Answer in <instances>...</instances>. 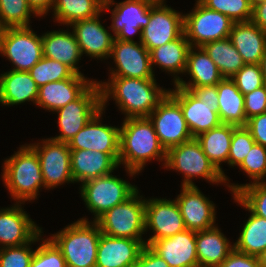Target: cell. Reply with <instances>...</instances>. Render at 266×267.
<instances>
[{
  "label": "cell",
  "instance_id": "29",
  "mask_svg": "<svg viewBox=\"0 0 266 267\" xmlns=\"http://www.w3.org/2000/svg\"><path fill=\"white\" fill-rule=\"evenodd\" d=\"M214 226L196 232V252L199 267H218L234 250V244Z\"/></svg>",
  "mask_w": 266,
  "mask_h": 267
},
{
  "label": "cell",
  "instance_id": "49",
  "mask_svg": "<svg viewBox=\"0 0 266 267\" xmlns=\"http://www.w3.org/2000/svg\"><path fill=\"white\" fill-rule=\"evenodd\" d=\"M131 267H169V265L149 246L145 245L136 262Z\"/></svg>",
  "mask_w": 266,
  "mask_h": 267
},
{
  "label": "cell",
  "instance_id": "43",
  "mask_svg": "<svg viewBox=\"0 0 266 267\" xmlns=\"http://www.w3.org/2000/svg\"><path fill=\"white\" fill-rule=\"evenodd\" d=\"M42 243L34 250L30 267H67L60 249L50 239L41 238Z\"/></svg>",
  "mask_w": 266,
  "mask_h": 267
},
{
  "label": "cell",
  "instance_id": "42",
  "mask_svg": "<svg viewBox=\"0 0 266 267\" xmlns=\"http://www.w3.org/2000/svg\"><path fill=\"white\" fill-rule=\"evenodd\" d=\"M253 183L266 182V147L254 143L245 159L239 165Z\"/></svg>",
  "mask_w": 266,
  "mask_h": 267
},
{
  "label": "cell",
  "instance_id": "31",
  "mask_svg": "<svg viewBox=\"0 0 266 267\" xmlns=\"http://www.w3.org/2000/svg\"><path fill=\"white\" fill-rule=\"evenodd\" d=\"M190 44L183 33L179 38L166 43L160 47L152 49L150 60L152 69L154 65H158L161 70L174 75V85L179 81L178 74L185 73L187 54ZM176 73V75H175Z\"/></svg>",
  "mask_w": 266,
  "mask_h": 267
},
{
  "label": "cell",
  "instance_id": "39",
  "mask_svg": "<svg viewBox=\"0 0 266 267\" xmlns=\"http://www.w3.org/2000/svg\"><path fill=\"white\" fill-rule=\"evenodd\" d=\"M38 15L27 0H0V21L7 27H30V17Z\"/></svg>",
  "mask_w": 266,
  "mask_h": 267
},
{
  "label": "cell",
  "instance_id": "20",
  "mask_svg": "<svg viewBox=\"0 0 266 267\" xmlns=\"http://www.w3.org/2000/svg\"><path fill=\"white\" fill-rule=\"evenodd\" d=\"M15 203L0 209V248L29 243L41 230L21 207Z\"/></svg>",
  "mask_w": 266,
  "mask_h": 267
},
{
  "label": "cell",
  "instance_id": "53",
  "mask_svg": "<svg viewBox=\"0 0 266 267\" xmlns=\"http://www.w3.org/2000/svg\"><path fill=\"white\" fill-rule=\"evenodd\" d=\"M8 27L0 21V53L3 47V41Z\"/></svg>",
  "mask_w": 266,
  "mask_h": 267
},
{
  "label": "cell",
  "instance_id": "4",
  "mask_svg": "<svg viewBox=\"0 0 266 267\" xmlns=\"http://www.w3.org/2000/svg\"><path fill=\"white\" fill-rule=\"evenodd\" d=\"M101 233L95 221L89 222L84 217L53 234L50 239L60 249L67 267H95Z\"/></svg>",
  "mask_w": 266,
  "mask_h": 267
},
{
  "label": "cell",
  "instance_id": "5",
  "mask_svg": "<svg viewBox=\"0 0 266 267\" xmlns=\"http://www.w3.org/2000/svg\"><path fill=\"white\" fill-rule=\"evenodd\" d=\"M163 165L184 175L182 186H195L192 179L196 177L213 184L226 183V178L204 154L196 138L169 148Z\"/></svg>",
  "mask_w": 266,
  "mask_h": 267
},
{
  "label": "cell",
  "instance_id": "48",
  "mask_svg": "<svg viewBox=\"0 0 266 267\" xmlns=\"http://www.w3.org/2000/svg\"><path fill=\"white\" fill-rule=\"evenodd\" d=\"M218 267H260V265L258 257L234 249Z\"/></svg>",
  "mask_w": 266,
  "mask_h": 267
},
{
  "label": "cell",
  "instance_id": "27",
  "mask_svg": "<svg viewBox=\"0 0 266 267\" xmlns=\"http://www.w3.org/2000/svg\"><path fill=\"white\" fill-rule=\"evenodd\" d=\"M42 37L43 56L61 62L71 68L76 74L83 75L77 64L82 57L79 44L73 32L53 30Z\"/></svg>",
  "mask_w": 266,
  "mask_h": 267
},
{
  "label": "cell",
  "instance_id": "9",
  "mask_svg": "<svg viewBox=\"0 0 266 267\" xmlns=\"http://www.w3.org/2000/svg\"><path fill=\"white\" fill-rule=\"evenodd\" d=\"M101 109V88L94 81L77 99L55 111L61 133L52 139L68 143Z\"/></svg>",
  "mask_w": 266,
  "mask_h": 267
},
{
  "label": "cell",
  "instance_id": "55",
  "mask_svg": "<svg viewBox=\"0 0 266 267\" xmlns=\"http://www.w3.org/2000/svg\"><path fill=\"white\" fill-rule=\"evenodd\" d=\"M257 257L260 267H266V249Z\"/></svg>",
  "mask_w": 266,
  "mask_h": 267
},
{
  "label": "cell",
  "instance_id": "17",
  "mask_svg": "<svg viewBox=\"0 0 266 267\" xmlns=\"http://www.w3.org/2000/svg\"><path fill=\"white\" fill-rule=\"evenodd\" d=\"M148 228L153 230L154 235L147 239V246L155 240L174 236L186 229L175 199H145V230Z\"/></svg>",
  "mask_w": 266,
  "mask_h": 267
},
{
  "label": "cell",
  "instance_id": "28",
  "mask_svg": "<svg viewBox=\"0 0 266 267\" xmlns=\"http://www.w3.org/2000/svg\"><path fill=\"white\" fill-rule=\"evenodd\" d=\"M38 89L29 71L4 72L0 75V104L13 106L26 101L36 104Z\"/></svg>",
  "mask_w": 266,
  "mask_h": 267
},
{
  "label": "cell",
  "instance_id": "45",
  "mask_svg": "<svg viewBox=\"0 0 266 267\" xmlns=\"http://www.w3.org/2000/svg\"><path fill=\"white\" fill-rule=\"evenodd\" d=\"M231 79L243 95L265 85L260 64H245Z\"/></svg>",
  "mask_w": 266,
  "mask_h": 267
},
{
  "label": "cell",
  "instance_id": "35",
  "mask_svg": "<svg viewBox=\"0 0 266 267\" xmlns=\"http://www.w3.org/2000/svg\"><path fill=\"white\" fill-rule=\"evenodd\" d=\"M202 48L218 67L224 78H232L245 65L243 58L233 46L229 37L207 42Z\"/></svg>",
  "mask_w": 266,
  "mask_h": 267
},
{
  "label": "cell",
  "instance_id": "54",
  "mask_svg": "<svg viewBox=\"0 0 266 267\" xmlns=\"http://www.w3.org/2000/svg\"><path fill=\"white\" fill-rule=\"evenodd\" d=\"M260 66L262 69L264 84H266V49H265L264 55L262 57V60L260 62Z\"/></svg>",
  "mask_w": 266,
  "mask_h": 267
},
{
  "label": "cell",
  "instance_id": "3",
  "mask_svg": "<svg viewBox=\"0 0 266 267\" xmlns=\"http://www.w3.org/2000/svg\"><path fill=\"white\" fill-rule=\"evenodd\" d=\"M2 179L16 203L35 200L44 187L37 153L27 144L4 161Z\"/></svg>",
  "mask_w": 266,
  "mask_h": 267
},
{
  "label": "cell",
  "instance_id": "6",
  "mask_svg": "<svg viewBox=\"0 0 266 267\" xmlns=\"http://www.w3.org/2000/svg\"><path fill=\"white\" fill-rule=\"evenodd\" d=\"M103 234L143 240L145 230V199L137 190L125 202L106 211L95 221Z\"/></svg>",
  "mask_w": 266,
  "mask_h": 267
},
{
  "label": "cell",
  "instance_id": "41",
  "mask_svg": "<svg viewBox=\"0 0 266 267\" xmlns=\"http://www.w3.org/2000/svg\"><path fill=\"white\" fill-rule=\"evenodd\" d=\"M42 230L29 242L21 246L0 248V267H30L34 255L30 247L41 240Z\"/></svg>",
  "mask_w": 266,
  "mask_h": 267
},
{
  "label": "cell",
  "instance_id": "14",
  "mask_svg": "<svg viewBox=\"0 0 266 267\" xmlns=\"http://www.w3.org/2000/svg\"><path fill=\"white\" fill-rule=\"evenodd\" d=\"M148 117L166 151L193 138L180 105L170 95Z\"/></svg>",
  "mask_w": 266,
  "mask_h": 267
},
{
  "label": "cell",
  "instance_id": "25",
  "mask_svg": "<svg viewBox=\"0 0 266 267\" xmlns=\"http://www.w3.org/2000/svg\"><path fill=\"white\" fill-rule=\"evenodd\" d=\"M71 150V174L74 182L88 180L112 173L119 165L107 153L92 150Z\"/></svg>",
  "mask_w": 266,
  "mask_h": 267
},
{
  "label": "cell",
  "instance_id": "52",
  "mask_svg": "<svg viewBox=\"0 0 266 267\" xmlns=\"http://www.w3.org/2000/svg\"><path fill=\"white\" fill-rule=\"evenodd\" d=\"M33 11L42 17L47 15L48 11L53 8L54 0H27Z\"/></svg>",
  "mask_w": 266,
  "mask_h": 267
},
{
  "label": "cell",
  "instance_id": "15",
  "mask_svg": "<svg viewBox=\"0 0 266 267\" xmlns=\"http://www.w3.org/2000/svg\"><path fill=\"white\" fill-rule=\"evenodd\" d=\"M103 109L68 142L70 149L100 151L109 154L119 163L120 128L108 126L100 121Z\"/></svg>",
  "mask_w": 266,
  "mask_h": 267
},
{
  "label": "cell",
  "instance_id": "22",
  "mask_svg": "<svg viewBox=\"0 0 266 267\" xmlns=\"http://www.w3.org/2000/svg\"><path fill=\"white\" fill-rule=\"evenodd\" d=\"M100 14L80 20L70 25L79 44L81 54L92 58L107 59L110 57L115 36L100 23Z\"/></svg>",
  "mask_w": 266,
  "mask_h": 267
},
{
  "label": "cell",
  "instance_id": "1",
  "mask_svg": "<svg viewBox=\"0 0 266 267\" xmlns=\"http://www.w3.org/2000/svg\"><path fill=\"white\" fill-rule=\"evenodd\" d=\"M109 79L108 82L97 81L101 88L102 109L105 110L109 98H113L125 118L148 117L170 93V90L158 87L155 79Z\"/></svg>",
  "mask_w": 266,
  "mask_h": 267
},
{
  "label": "cell",
  "instance_id": "24",
  "mask_svg": "<svg viewBox=\"0 0 266 267\" xmlns=\"http://www.w3.org/2000/svg\"><path fill=\"white\" fill-rule=\"evenodd\" d=\"M93 82L77 74L73 78L47 83L39 87L35 105L55 112L77 99Z\"/></svg>",
  "mask_w": 266,
  "mask_h": 267
},
{
  "label": "cell",
  "instance_id": "8",
  "mask_svg": "<svg viewBox=\"0 0 266 267\" xmlns=\"http://www.w3.org/2000/svg\"><path fill=\"white\" fill-rule=\"evenodd\" d=\"M234 21L208 9L199 0L194 9L184 14V34L191 47H202L210 41L228 38Z\"/></svg>",
  "mask_w": 266,
  "mask_h": 267
},
{
  "label": "cell",
  "instance_id": "12",
  "mask_svg": "<svg viewBox=\"0 0 266 267\" xmlns=\"http://www.w3.org/2000/svg\"><path fill=\"white\" fill-rule=\"evenodd\" d=\"M157 0H125L119 3L114 0H104L103 11H110V6L115 8L111 10L112 24L111 29L114 32L115 39L121 41H134L131 38L135 34H139L141 42V32L150 19L151 6Z\"/></svg>",
  "mask_w": 266,
  "mask_h": 267
},
{
  "label": "cell",
  "instance_id": "32",
  "mask_svg": "<svg viewBox=\"0 0 266 267\" xmlns=\"http://www.w3.org/2000/svg\"><path fill=\"white\" fill-rule=\"evenodd\" d=\"M218 115L222 124L246 126L244 95L231 78H223L217 84Z\"/></svg>",
  "mask_w": 266,
  "mask_h": 267
},
{
  "label": "cell",
  "instance_id": "13",
  "mask_svg": "<svg viewBox=\"0 0 266 267\" xmlns=\"http://www.w3.org/2000/svg\"><path fill=\"white\" fill-rule=\"evenodd\" d=\"M1 54L12 62L13 70L29 71L44 57L42 37L31 27H8Z\"/></svg>",
  "mask_w": 266,
  "mask_h": 267
},
{
  "label": "cell",
  "instance_id": "26",
  "mask_svg": "<svg viewBox=\"0 0 266 267\" xmlns=\"http://www.w3.org/2000/svg\"><path fill=\"white\" fill-rule=\"evenodd\" d=\"M229 38L245 64H260L266 49V31L252 21L234 22Z\"/></svg>",
  "mask_w": 266,
  "mask_h": 267
},
{
  "label": "cell",
  "instance_id": "21",
  "mask_svg": "<svg viewBox=\"0 0 266 267\" xmlns=\"http://www.w3.org/2000/svg\"><path fill=\"white\" fill-rule=\"evenodd\" d=\"M149 247L163 258L169 267H199L194 231L185 229L174 236L155 240Z\"/></svg>",
  "mask_w": 266,
  "mask_h": 267
},
{
  "label": "cell",
  "instance_id": "56",
  "mask_svg": "<svg viewBox=\"0 0 266 267\" xmlns=\"http://www.w3.org/2000/svg\"><path fill=\"white\" fill-rule=\"evenodd\" d=\"M266 0H249V3L251 5V7L253 8L254 6L260 4V3H263L265 2Z\"/></svg>",
  "mask_w": 266,
  "mask_h": 267
},
{
  "label": "cell",
  "instance_id": "50",
  "mask_svg": "<svg viewBox=\"0 0 266 267\" xmlns=\"http://www.w3.org/2000/svg\"><path fill=\"white\" fill-rule=\"evenodd\" d=\"M182 88L190 90L203 103L218 104L219 102L217 85L201 86V87H182Z\"/></svg>",
  "mask_w": 266,
  "mask_h": 267
},
{
  "label": "cell",
  "instance_id": "46",
  "mask_svg": "<svg viewBox=\"0 0 266 267\" xmlns=\"http://www.w3.org/2000/svg\"><path fill=\"white\" fill-rule=\"evenodd\" d=\"M246 119L266 112V84L244 95Z\"/></svg>",
  "mask_w": 266,
  "mask_h": 267
},
{
  "label": "cell",
  "instance_id": "23",
  "mask_svg": "<svg viewBox=\"0 0 266 267\" xmlns=\"http://www.w3.org/2000/svg\"><path fill=\"white\" fill-rule=\"evenodd\" d=\"M145 245L146 240L111 237L101 233L95 267H131Z\"/></svg>",
  "mask_w": 266,
  "mask_h": 267
},
{
  "label": "cell",
  "instance_id": "37",
  "mask_svg": "<svg viewBox=\"0 0 266 267\" xmlns=\"http://www.w3.org/2000/svg\"><path fill=\"white\" fill-rule=\"evenodd\" d=\"M235 202L243 206L253 214L266 219V182H255L249 184H229Z\"/></svg>",
  "mask_w": 266,
  "mask_h": 267
},
{
  "label": "cell",
  "instance_id": "44",
  "mask_svg": "<svg viewBox=\"0 0 266 267\" xmlns=\"http://www.w3.org/2000/svg\"><path fill=\"white\" fill-rule=\"evenodd\" d=\"M255 143L250 131L245 126H237L233 130L228 164L239 166Z\"/></svg>",
  "mask_w": 266,
  "mask_h": 267
},
{
  "label": "cell",
  "instance_id": "33",
  "mask_svg": "<svg viewBox=\"0 0 266 267\" xmlns=\"http://www.w3.org/2000/svg\"><path fill=\"white\" fill-rule=\"evenodd\" d=\"M237 126L231 124H221L196 137L199 141L204 154L229 181L221 168L222 162L228 163L233 130Z\"/></svg>",
  "mask_w": 266,
  "mask_h": 267
},
{
  "label": "cell",
  "instance_id": "10",
  "mask_svg": "<svg viewBox=\"0 0 266 267\" xmlns=\"http://www.w3.org/2000/svg\"><path fill=\"white\" fill-rule=\"evenodd\" d=\"M29 146L39 157L45 189H53L63 183H74L68 143L46 138L41 143H32Z\"/></svg>",
  "mask_w": 266,
  "mask_h": 267
},
{
  "label": "cell",
  "instance_id": "30",
  "mask_svg": "<svg viewBox=\"0 0 266 267\" xmlns=\"http://www.w3.org/2000/svg\"><path fill=\"white\" fill-rule=\"evenodd\" d=\"M196 50V51H195ZM190 75L189 82L179 79L178 87H201L217 85L224 77L202 47H190L187 54L185 73Z\"/></svg>",
  "mask_w": 266,
  "mask_h": 267
},
{
  "label": "cell",
  "instance_id": "11",
  "mask_svg": "<svg viewBox=\"0 0 266 267\" xmlns=\"http://www.w3.org/2000/svg\"><path fill=\"white\" fill-rule=\"evenodd\" d=\"M157 0L150 9L148 24L142 28L141 43L150 52L184 33V14Z\"/></svg>",
  "mask_w": 266,
  "mask_h": 267
},
{
  "label": "cell",
  "instance_id": "18",
  "mask_svg": "<svg viewBox=\"0 0 266 267\" xmlns=\"http://www.w3.org/2000/svg\"><path fill=\"white\" fill-rule=\"evenodd\" d=\"M174 86L169 95L180 105L193 138L222 124L218 104L203 103L190 90Z\"/></svg>",
  "mask_w": 266,
  "mask_h": 267
},
{
  "label": "cell",
  "instance_id": "34",
  "mask_svg": "<svg viewBox=\"0 0 266 267\" xmlns=\"http://www.w3.org/2000/svg\"><path fill=\"white\" fill-rule=\"evenodd\" d=\"M104 0H54L53 12L57 23L71 25L103 12Z\"/></svg>",
  "mask_w": 266,
  "mask_h": 267
},
{
  "label": "cell",
  "instance_id": "19",
  "mask_svg": "<svg viewBox=\"0 0 266 267\" xmlns=\"http://www.w3.org/2000/svg\"><path fill=\"white\" fill-rule=\"evenodd\" d=\"M186 229L194 232L210 229L215 225V204L195 186H182L175 199Z\"/></svg>",
  "mask_w": 266,
  "mask_h": 267
},
{
  "label": "cell",
  "instance_id": "2",
  "mask_svg": "<svg viewBox=\"0 0 266 267\" xmlns=\"http://www.w3.org/2000/svg\"><path fill=\"white\" fill-rule=\"evenodd\" d=\"M166 150L161 145L149 117H131L120 127V153L118 165H125L130 176L139 174L152 159L166 161Z\"/></svg>",
  "mask_w": 266,
  "mask_h": 267
},
{
  "label": "cell",
  "instance_id": "36",
  "mask_svg": "<svg viewBox=\"0 0 266 267\" xmlns=\"http://www.w3.org/2000/svg\"><path fill=\"white\" fill-rule=\"evenodd\" d=\"M249 212L251 215L244 223L234 249L257 257L266 249V219Z\"/></svg>",
  "mask_w": 266,
  "mask_h": 267
},
{
  "label": "cell",
  "instance_id": "7",
  "mask_svg": "<svg viewBox=\"0 0 266 267\" xmlns=\"http://www.w3.org/2000/svg\"><path fill=\"white\" fill-rule=\"evenodd\" d=\"M137 190L135 185L110 173L82 183L80 194L88 210L94 214L93 221H96L106 211L125 202Z\"/></svg>",
  "mask_w": 266,
  "mask_h": 267
},
{
  "label": "cell",
  "instance_id": "16",
  "mask_svg": "<svg viewBox=\"0 0 266 267\" xmlns=\"http://www.w3.org/2000/svg\"><path fill=\"white\" fill-rule=\"evenodd\" d=\"M110 58L116 65L115 69L110 70V77L155 79L150 53L140 41L138 43L114 39Z\"/></svg>",
  "mask_w": 266,
  "mask_h": 267
},
{
  "label": "cell",
  "instance_id": "40",
  "mask_svg": "<svg viewBox=\"0 0 266 267\" xmlns=\"http://www.w3.org/2000/svg\"><path fill=\"white\" fill-rule=\"evenodd\" d=\"M208 9L218 11L234 22H248L252 18L249 0H199Z\"/></svg>",
  "mask_w": 266,
  "mask_h": 267
},
{
  "label": "cell",
  "instance_id": "51",
  "mask_svg": "<svg viewBox=\"0 0 266 267\" xmlns=\"http://www.w3.org/2000/svg\"><path fill=\"white\" fill-rule=\"evenodd\" d=\"M251 21L266 31V1L252 8Z\"/></svg>",
  "mask_w": 266,
  "mask_h": 267
},
{
  "label": "cell",
  "instance_id": "47",
  "mask_svg": "<svg viewBox=\"0 0 266 267\" xmlns=\"http://www.w3.org/2000/svg\"><path fill=\"white\" fill-rule=\"evenodd\" d=\"M245 127L250 131L255 143L266 147V112L248 119Z\"/></svg>",
  "mask_w": 266,
  "mask_h": 267
},
{
  "label": "cell",
  "instance_id": "38",
  "mask_svg": "<svg viewBox=\"0 0 266 267\" xmlns=\"http://www.w3.org/2000/svg\"><path fill=\"white\" fill-rule=\"evenodd\" d=\"M29 73L38 87L50 82L73 78L77 74L67 65L50 58L43 57Z\"/></svg>",
  "mask_w": 266,
  "mask_h": 267
}]
</instances>
